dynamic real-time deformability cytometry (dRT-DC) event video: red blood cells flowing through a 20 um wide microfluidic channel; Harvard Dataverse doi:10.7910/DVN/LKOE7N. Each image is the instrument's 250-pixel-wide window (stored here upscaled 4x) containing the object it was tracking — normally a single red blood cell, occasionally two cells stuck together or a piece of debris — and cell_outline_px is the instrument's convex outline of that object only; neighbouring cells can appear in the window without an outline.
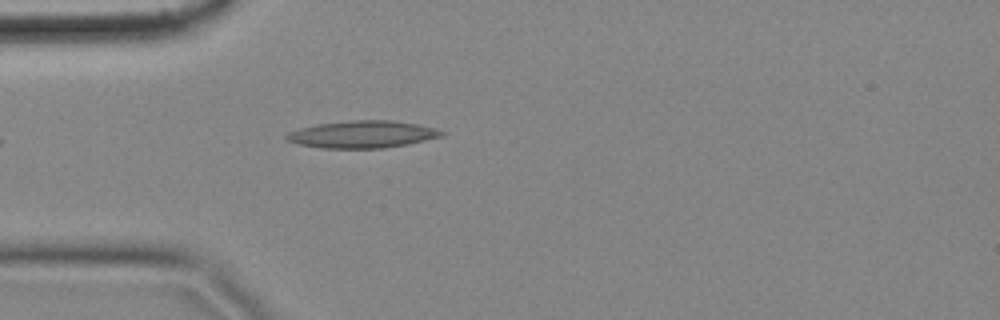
{"species": "common noctule bat (a hibernating species)", "species_latin": "Nyctalus noctula", "temperature_condition": "cold", "stored_images_in_passage": 8, "camera_frame_rate_fps": 3000, "um_per_image_px": 0.085, "animal": {"sex": "female", "body_mass_g": 18.4}, "frame": {"image": 1, "passage_image": 1, "time_ms": 0.0, "image_size_px": [1000, 320], "cell_outline_px": [[448, 132], [444, 136], [408, 144], [384, 148], [320, 148], [300, 144], [288, 140], [284, 136], [288, 132], [300, 128], [320, 124], [352, 120], [392, 120], [416, 124], [436, 128]], "centroid_in_image_um": [30.87, 11.42], "position_along_channel_um": 54.1, "area_um2": 24.57}}